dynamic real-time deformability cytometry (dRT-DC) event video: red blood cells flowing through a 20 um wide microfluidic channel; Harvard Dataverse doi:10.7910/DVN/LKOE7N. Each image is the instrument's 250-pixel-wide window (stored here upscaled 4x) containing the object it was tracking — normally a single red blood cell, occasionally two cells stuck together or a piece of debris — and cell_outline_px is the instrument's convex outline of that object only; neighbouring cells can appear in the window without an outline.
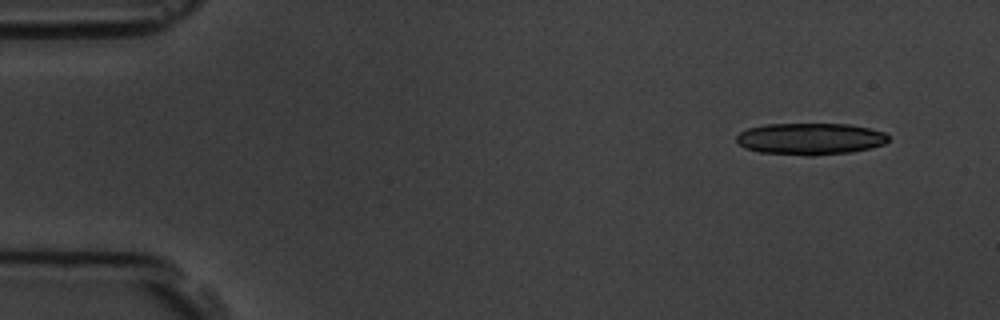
{"species": "common noctule bat (a hibernating species)", "species_latin": "Nyctalus noctula", "temperature_condition": "room temperature", "stored_images_in_passage": 4, "camera_frame_rate_fps": 3000, "um_per_image_px": 0.085, "animal": {"sex": "male", "body_mass_g": 19.5, "forearm_length_mm": 54.6}, "frame": {"image": 1, "passage_image": 1, "time_ms": 0.0, "image_size_px": [1000, 320], "cell_outline_px": [[888, 140], [884, 144], [852, 152], [812, 156], [808, 156], [760, 152], [744, 148], [736, 140], [736, 136], [740, 132], [748, 128], [764, 124], [848, 124], [868, 128], [884, 132], [888, 136]], "centroid_in_image_um": [68.84, 11.8], "position_along_channel_um": 16.2, "area_um2": 28.09}}